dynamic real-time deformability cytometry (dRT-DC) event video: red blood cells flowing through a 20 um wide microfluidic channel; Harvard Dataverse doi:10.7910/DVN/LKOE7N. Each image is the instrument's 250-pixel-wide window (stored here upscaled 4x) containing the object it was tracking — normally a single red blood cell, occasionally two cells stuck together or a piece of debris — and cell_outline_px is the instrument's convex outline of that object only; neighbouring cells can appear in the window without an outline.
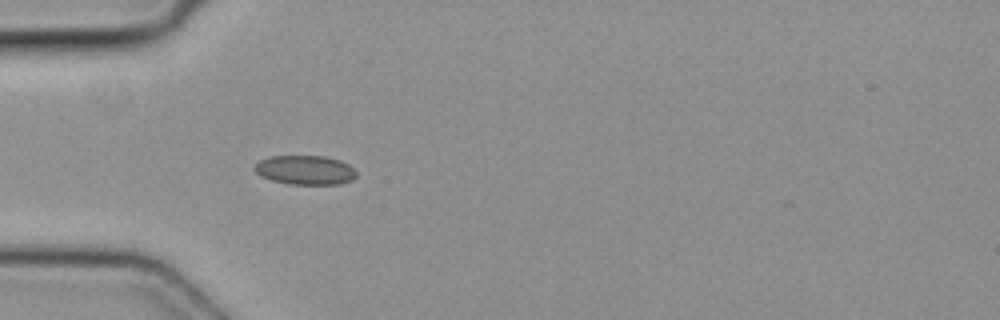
{"species": "common noctule bat (a hibernating species)", "species_latin": "Nyctalus noctula", "temperature_condition": "cold", "stored_images_in_passage": 3, "camera_frame_rate_fps": 3000, "um_per_image_px": 0.085, "animal": {"sex": "female", "body_mass_g": 19.3, "forearm_length_mm": 54.1}, "frame": {"image": 1, "passage_image": 3, "time_ms": 0.667, "image_size_px": [1000, 320], "cell_outline_px": [[356, 176], [352, 180], [340, 184], [288, 184], [272, 180], [260, 176], [252, 168], [260, 160], [268, 156], [324, 156], [340, 160], [348, 164], [356, 172]], "centroid_in_image_um": [25.92, 14.45], "position_along_channel_um": 59.1, "area_um2": 17.4}}